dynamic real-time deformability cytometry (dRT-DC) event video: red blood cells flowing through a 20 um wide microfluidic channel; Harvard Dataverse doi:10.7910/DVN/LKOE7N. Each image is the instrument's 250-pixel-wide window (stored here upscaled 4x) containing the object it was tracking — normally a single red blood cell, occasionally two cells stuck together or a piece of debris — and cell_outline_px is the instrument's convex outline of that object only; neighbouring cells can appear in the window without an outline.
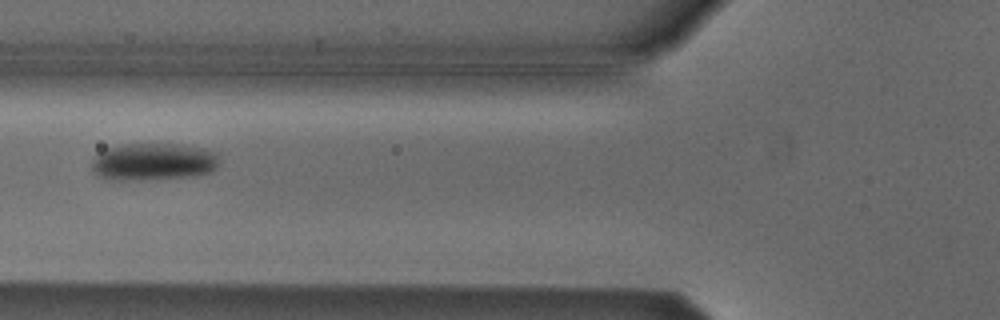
{"species": "Egyptian fruit bat (a non-hibernating species)", "species_latin": "Rousettus aegyptiacus", "temperature_condition": "cold", "stored_images_in_passage": 2, "camera_frame_rate_fps": 3000, "um_per_image_px": 0.085, "animal": {"sex": "male"}, "frame": {"image": 1, "passage_image": 2, "time_ms": 0.333, "image_size_px": [1000, 320], "cell_outline_px": [[216, 168], [208, 172], [184, 176], [140, 180], [108, 180], [100, 176], [92, 168], [92, 160], [100, 152], [108, 148], [120, 144], [180, 144], [204, 148], [216, 152]], "centroid_in_image_um": [12.98, 13.73], "position_along_channel_um": 112.8, "area_um2": 27.34}}